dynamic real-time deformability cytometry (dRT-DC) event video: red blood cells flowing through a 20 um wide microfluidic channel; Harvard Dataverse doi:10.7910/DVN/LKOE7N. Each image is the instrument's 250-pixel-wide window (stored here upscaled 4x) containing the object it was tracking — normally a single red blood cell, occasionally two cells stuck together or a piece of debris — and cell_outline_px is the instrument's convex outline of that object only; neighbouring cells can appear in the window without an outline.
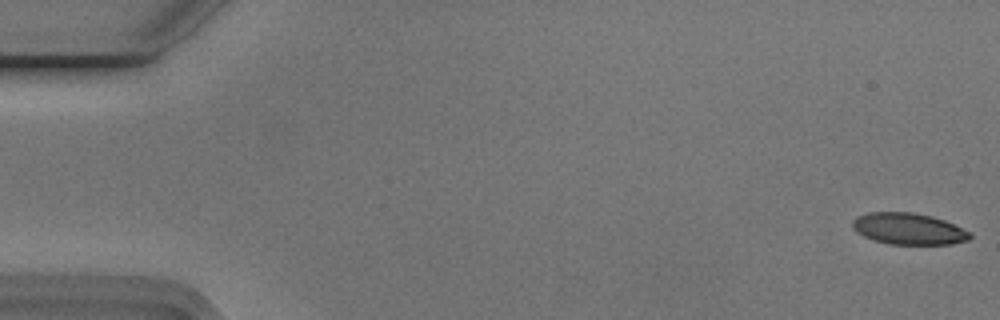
{"species": "Egyptian fruit bat (a non-hibernating species)", "species_latin": "Rousettus aegyptiacus", "temperature_condition": "cold", "stored_images_in_passage": 17, "camera_frame_rate_fps": 3000, "um_per_image_px": 0.085, "animal": {"sex": "male"}, "frame": {"image": 1, "passage_image": 1, "time_ms": 0.0, "image_size_px": [1000, 320], "cell_outline_px": [[972, 236], [968, 240], [952, 244], [888, 244], [872, 240], [856, 232], [852, 228], [852, 220], [856, 216], [868, 212], [912, 212], [932, 216], [944, 220], [972, 232]], "centroid_in_image_um": [77.21, 19.44], "position_along_channel_um": 7.8, "area_um2": 21.79}}
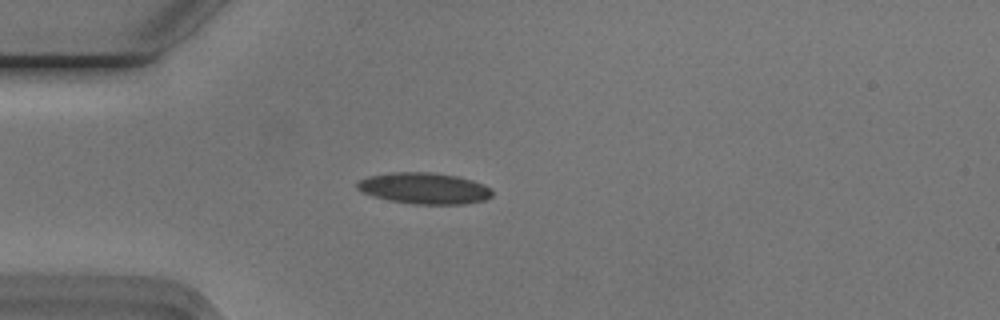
{"frame": {"image": 2, "passage_image": 15, "time_ms": 4.667, "image_size_px": [1000, 320], "cell_outline_px": [[492, 196], [484, 200], [464, 204], [412, 204], [388, 200], [372, 196], [356, 188], [356, 184], [360, 180], [368, 176], [392, 172], [432, 172], [456, 176], [472, 180], [484, 184], [492, 188]], "centroid_in_image_um": [36.07, 16.0], "position_along_channel_um": 48.9, "area_um2": 24.68}}